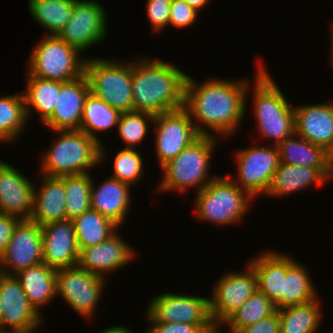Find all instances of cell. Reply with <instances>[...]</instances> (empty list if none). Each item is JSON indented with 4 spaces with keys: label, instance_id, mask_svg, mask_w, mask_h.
Instances as JSON below:
<instances>
[{
    "label": "cell",
    "instance_id": "obj_42",
    "mask_svg": "<svg viewBox=\"0 0 333 333\" xmlns=\"http://www.w3.org/2000/svg\"><path fill=\"white\" fill-rule=\"evenodd\" d=\"M235 333H280L278 311L251 326L238 329Z\"/></svg>",
    "mask_w": 333,
    "mask_h": 333
},
{
    "label": "cell",
    "instance_id": "obj_36",
    "mask_svg": "<svg viewBox=\"0 0 333 333\" xmlns=\"http://www.w3.org/2000/svg\"><path fill=\"white\" fill-rule=\"evenodd\" d=\"M93 179L89 173L63 176L66 191V218L74 220L91 209V185Z\"/></svg>",
    "mask_w": 333,
    "mask_h": 333
},
{
    "label": "cell",
    "instance_id": "obj_41",
    "mask_svg": "<svg viewBox=\"0 0 333 333\" xmlns=\"http://www.w3.org/2000/svg\"><path fill=\"white\" fill-rule=\"evenodd\" d=\"M152 326L146 333H203L211 325H191L173 322H149Z\"/></svg>",
    "mask_w": 333,
    "mask_h": 333
},
{
    "label": "cell",
    "instance_id": "obj_1",
    "mask_svg": "<svg viewBox=\"0 0 333 333\" xmlns=\"http://www.w3.org/2000/svg\"><path fill=\"white\" fill-rule=\"evenodd\" d=\"M241 80V81H240ZM247 79H206L198 83L187 75L184 108L188 111L199 135L229 137L240 127L246 112V97L250 92ZM199 122V123H198ZM204 125V126H203Z\"/></svg>",
    "mask_w": 333,
    "mask_h": 333
},
{
    "label": "cell",
    "instance_id": "obj_16",
    "mask_svg": "<svg viewBox=\"0 0 333 333\" xmlns=\"http://www.w3.org/2000/svg\"><path fill=\"white\" fill-rule=\"evenodd\" d=\"M42 262V227L30 219H22L0 255V273L15 275Z\"/></svg>",
    "mask_w": 333,
    "mask_h": 333
},
{
    "label": "cell",
    "instance_id": "obj_7",
    "mask_svg": "<svg viewBox=\"0 0 333 333\" xmlns=\"http://www.w3.org/2000/svg\"><path fill=\"white\" fill-rule=\"evenodd\" d=\"M85 75L92 95L121 113L133 111L132 62L88 57Z\"/></svg>",
    "mask_w": 333,
    "mask_h": 333
},
{
    "label": "cell",
    "instance_id": "obj_44",
    "mask_svg": "<svg viewBox=\"0 0 333 333\" xmlns=\"http://www.w3.org/2000/svg\"><path fill=\"white\" fill-rule=\"evenodd\" d=\"M100 333H133L131 330L123 325L120 326H111L109 328L104 329L103 331H100Z\"/></svg>",
    "mask_w": 333,
    "mask_h": 333
},
{
    "label": "cell",
    "instance_id": "obj_24",
    "mask_svg": "<svg viewBox=\"0 0 333 333\" xmlns=\"http://www.w3.org/2000/svg\"><path fill=\"white\" fill-rule=\"evenodd\" d=\"M40 187H34L33 209L30 220L38 224L65 220L66 191L63 177L42 176Z\"/></svg>",
    "mask_w": 333,
    "mask_h": 333
},
{
    "label": "cell",
    "instance_id": "obj_9",
    "mask_svg": "<svg viewBox=\"0 0 333 333\" xmlns=\"http://www.w3.org/2000/svg\"><path fill=\"white\" fill-rule=\"evenodd\" d=\"M238 177L235 182L253 199L267 194L274 173L280 164L277 146H253L236 151Z\"/></svg>",
    "mask_w": 333,
    "mask_h": 333
},
{
    "label": "cell",
    "instance_id": "obj_13",
    "mask_svg": "<svg viewBox=\"0 0 333 333\" xmlns=\"http://www.w3.org/2000/svg\"><path fill=\"white\" fill-rule=\"evenodd\" d=\"M0 299L3 303L0 333H33L42 323L14 275L0 273Z\"/></svg>",
    "mask_w": 333,
    "mask_h": 333
},
{
    "label": "cell",
    "instance_id": "obj_20",
    "mask_svg": "<svg viewBox=\"0 0 333 333\" xmlns=\"http://www.w3.org/2000/svg\"><path fill=\"white\" fill-rule=\"evenodd\" d=\"M34 187L17 168L0 160V213L30 219Z\"/></svg>",
    "mask_w": 333,
    "mask_h": 333
},
{
    "label": "cell",
    "instance_id": "obj_47",
    "mask_svg": "<svg viewBox=\"0 0 333 333\" xmlns=\"http://www.w3.org/2000/svg\"><path fill=\"white\" fill-rule=\"evenodd\" d=\"M333 25V24H332ZM332 31H331V34L330 35H332L331 36V40H332V42H331V63H332V65H333V26H332Z\"/></svg>",
    "mask_w": 333,
    "mask_h": 333
},
{
    "label": "cell",
    "instance_id": "obj_28",
    "mask_svg": "<svg viewBox=\"0 0 333 333\" xmlns=\"http://www.w3.org/2000/svg\"><path fill=\"white\" fill-rule=\"evenodd\" d=\"M308 270L293 257L286 254V278H284V293L275 304L276 309L307 303L318 298Z\"/></svg>",
    "mask_w": 333,
    "mask_h": 333
},
{
    "label": "cell",
    "instance_id": "obj_5",
    "mask_svg": "<svg viewBox=\"0 0 333 333\" xmlns=\"http://www.w3.org/2000/svg\"><path fill=\"white\" fill-rule=\"evenodd\" d=\"M218 137L200 135L175 158L161 168L163 179L157 186L158 192L188 191L190 187L197 192L205 188L216 177L209 176L210 159L216 148ZM210 178V179H209Z\"/></svg>",
    "mask_w": 333,
    "mask_h": 333
},
{
    "label": "cell",
    "instance_id": "obj_14",
    "mask_svg": "<svg viewBox=\"0 0 333 333\" xmlns=\"http://www.w3.org/2000/svg\"><path fill=\"white\" fill-rule=\"evenodd\" d=\"M155 152L160 167L175 158L200 135L183 107L155 115Z\"/></svg>",
    "mask_w": 333,
    "mask_h": 333
},
{
    "label": "cell",
    "instance_id": "obj_25",
    "mask_svg": "<svg viewBox=\"0 0 333 333\" xmlns=\"http://www.w3.org/2000/svg\"><path fill=\"white\" fill-rule=\"evenodd\" d=\"M263 252L249 263L256 273L258 290L276 304L284 293L286 254L273 250Z\"/></svg>",
    "mask_w": 333,
    "mask_h": 333
},
{
    "label": "cell",
    "instance_id": "obj_30",
    "mask_svg": "<svg viewBox=\"0 0 333 333\" xmlns=\"http://www.w3.org/2000/svg\"><path fill=\"white\" fill-rule=\"evenodd\" d=\"M320 299L277 309L280 333H317L322 322Z\"/></svg>",
    "mask_w": 333,
    "mask_h": 333
},
{
    "label": "cell",
    "instance_id": "obj_22",
    "mask_svg": "<svg viewBox=\"0 0 333 333\" xmlns=\"http://www.w3.org/2000/svg\"><path fill=\"white\" fill-rule=\"evenodd\" d=\"M131 186L113 177L107 178L99 186L91 185V209L110 219L118 227L125 222L130 209Z\"/></svg>",
    "mask_w": 333,
    "mask_h": 333
},
{
    "label": "cell",
    "instance_id": "obj_32",
    "mask_svg": "<svg viewBox=\"0 0 333 333\" xmlns=\"http://www.w3.org/2000/svg\"><path fill=\"white\" fill-rule=\"evenodd\" d=\"M120 115V111L90 93L85 100L80 130L102 145L96 133L117 126Z\"/></svg>",
    "mask_w": 333,
    "mask_h": 333
},
{
    "label": "cell",
    "instance_id": "obj_48",
    "mask_svg": "<svg viewBox=\"0 0 333 333\" xmlns=\"http://www.w3.org/2000/svg\"><path fill=\"white\" fill-rule=\"evenodd\" d=\"M2 309H3V303H2V300L0 299V320H1V315H2Z\"/></svg>",
    "mask_w": 333,
    "mask_h": 333
},
{
    "label": "cell",
    "instance_id": "obj_35",
    "mask_svg": "<svg viewBox=\"0 0 333 333\" xmlns=\"http://www.w3.org/2000/svg\"><path fill=\"white\" fill-rule=\"evenodd\" d=\"M276 311L275 304L257 289L244 305L233 312L221 325H226L231 333H235L238 329L251 326L273 315Z\"/></svg>",
    "mask_w": 333,
    "mask_h": 333
},
{
    "label": "cell",
    "instance_id": "obj_34",
    "mask_svg": "<svg viewBox=\"0 0 333 333\" xmlns=\"http://www.w3.org/2000/svg\"><path fill=\"white\" fill-rule=\"evenodd\" d=\"M28 123L23 94L0 96V142L20 139Z\"/></svg>",
    "mask_w": 333,
    "mask_h": 333
},
{
    "label": "cell",
    "instance_id": "obj_8",
    "mask_svg": "<svg viewBox=\"0 0 333 333\" xmlns=\"http://www.w3.org/2000/svg\"><path fill=\"white\" fill-rule=\"evenodd\" d=\"M58 35H44L35 45L28 60V72L46 80L69 81L85 73L86 57ZM81 58V59H80Z\"/></svg>",
    "mask_w": 333,
    "mask_h": 333
},
{
    "label": "cell",
    "instance_id": "obj_31",
    "mask_svg": "<svg viewBox=\"0 0 333 333\" xmlns=\"http://www.w3.org/2000/svg\"><path fill=\"white\" fill-rule=\"evenodd\" d=\"M33 20L48 30L46 35H58L72 18L77 0H28Z\"/></svg>",
    "mask_w": 333,
    "mask_h": 333
},
{
    "label": "cell",
    "instance_id": "obj_17",
    "mask_svg": "<svg viewBox=\"0 0 333 333\" xmlns=\"http://www.w3.org/2000/svg\"><path fill=\"white\" fill-rule=\"evenodd\" d=\"M89 94L90 87L85 73L61 82L53 113L42 124L51 131L80 130L85 100Z\"/></svg>",
    "mask_w": 333,
    "mask_h": 333
},
{
    "label": "cell",
    "instance_id": "obj_26",
    "mask_svg": "<svg viewBox=\"0 0 333 333\" xmlns=\"http://www.w3.org/2000/svg\"><path fill=\"white\" fill-rule=\"evenodd\" d=\"M14 276L39 313L42 306L57 296V269L43 262L21 270Z\"/></svg>",
    "mask_w": 333,
    "mask_h": 333
},
{
    "label": "cell",
    "instance_id": "obj_19",
    "mask_svg": "<svg viewBox=\"0 0 333 333\" xmlns=\"http://www.w3.org/2000/svg\"><path fill=\"white\" fill-rule=\"evenodd\" d=\"M118 229L98 245L82 248L79 251L77 265L90 273L105 278L108 272H114L131 262L135 253L133 248L124 242Z\"/></svg>",
    "mask_w": 333,
    "mask_h": 333
},
{
    "label": "cell",
    "instance_id": "obj_37",
    "mask_svg": "<svg viewBox=\"0 0 333 333\" xmlns=\"http://www.w3.org/2000/svg\"><path fill=\"white\" fill-rule=\"evenodd\" d=\"M155 115L147 112H122L117 125L118 135L126 144L125 148L135 149L145 139L148 124L153 125Z\"/></svg>",
    "mask_w": 333,
    "mask_h": 333
},
{
    "label": "cell",
    "instance_id": "obj_23",
    "mask_svg": "<svg viewBox=\"0 0 333 333\" xmlns=\"http://www.w3.org/2000/svg\"><path fill=\"white\" fill-rule=\"evenodd\" d=\"M332 178L333 168H310L280 163L266 195L273 197L291 195L312 184L321 187Z\"/></svg>",
    "mask_w": 333,
    "mask_h": 333
},
{
    "label": "cell",
    "instance_id": "obj_11",
    "mask_svg": "<svg viewBox=\"0 0 333 333\" xmlns=\"http://www.w3.org/2000/svg\"><path fill=\"white\" fill-rule=\"evenodd\" d=\"M105 281L106 278L78 265L61 268L57 270V295L63 297L75 312L89 320L94 316Z\"/></svg>",
    "mask_w": 333,
    "mask_h": 333
},
{
    "label": "cell",
    "instance_id": "obj_15",
    "mask_svg": "<svg viewBox=\"0 0 333 333\" xmlns=\"http://www.w3.org/2000/svg\"><path fill=\"white\" fill-rule=\"evenodd\" d=\"M247 265L244 272H226L214 285L209 299L213 323L222 324L258 289L254 268L249 262Z\"/></svg>",
    "mask_w": 333,
    "mask_h": 333
},
{
    "label": "cell",
    "instance_id": "obj_18",
    "mask_svg": "<svg viewBox=\"0 0 333 333\" xmlns=\"http://www.w3.org/2000/svg\"><path fill=\"white\" fill-rule=\"evenodd\" d=\"M41 227L43 263L57 270L76 266L80 249L73 220L53 221Z\"/></svg>",
    "mask_w": 333,
    "mask_h": 333
},
{
    "label": "cell",
    "instance_id": "obj_21",
    "mask_svg": "<svg viewBox=\"0 0 333 333\" xmlns=\"http://www.w3.org/2000/svg\"><path fill=\"white\" fill-rule=\"evenodd\" d=\"M295 133L333 156V103L294 107Z\"/></svg>",
    "mask_w": 333,
    "mask_h": 333
},
{
    "label": "cell",
    "instance_id": "obj_43",
    "mask_svg": "<svg viewBox=\"0 0 333 333\" xmlns=\"http://www.w3.org/2000/svg\"><path fill=\"white\" fill-rule=\"evenodd\" d=\"M21 220L15 215L0 213V255L6 250L10 238Z\"/></svg>",
    "mask_w": 333,
    "mask_h": 333
},
{
    "label": "cell",
    "instance_id": "obj_29",
    "mask_svg": "<svg viewBox=\"0 0 333 333\" xmlns=\"http://www.w3.org/2000/svg\"><path fill=\"white\" fill-rule=\"evenodd\" d=\"M26 83V90L22 94L27 118L30 121L29 117L36 111L43 123L53 113L60 94L61 81L41 79L28 73Z\"/></svg>",
    "mask_w": 333,
    "mask_h": 333
},
{
    "label": "cell",
    "instance_id": "obj_46",
    "mask_svg": "<svg viewBox=\"0 0 333 333\" xmlns=\"http://www.w3.org/2000/svg\"><path fill=\"white\" fill-rule=\"evenodd\" d=\"M221 324L219 323H213L210 327H208L207 329L204 330L203 333H220L219 330L220 329V326ZM231 333V332H229Z\"/></svg>",
    "mask_w": 333,
    "mask_h": 333
},
{
    "label": "cell",
    "instance_id": "obj_4",
    "mask_svg": "<svg viewBox=\"0 0 333 333\" xmlns=\"http://www.w3.org/2000/svg\"><path fill=\"white\" fill-rule=\"evenodd\" d=\"M258 63L252 100L256 125L262 138L273 139V145L278 146L295 133L294 106L289 105L266 68Z\"/></svg>",
    "mask_w": 333,
    "mask_h": 333
},
{
    "label": "cell",
    "instance_id": "obj_3",
    "mask_svg": "<svg viewBox=\"0 0 333 333\" xmlns=\"http://www.w3.org/2000/svg\"><path fill=\"white\" fill-rule=\"evenodd\" d=\"M56 142L42 154L43 175L63 177L89 173L104 160V145L81 130L54 131ZM89 170V171H88Z\"/></svg>",
    "mask_w": 333,
    "mask_h": 333
},
{
    "label": "cell",
    "instance_id": "obj_38",
    "mask_svg": "<svg viewBox=\"0 0 333 333\" xmlns=\"http://www.w3.org/2000/svg\"><path fill=\"white\" fill-rule=\"evenodd\" d=\"M143 167V158L136 148H123L114 158L111 177L132 186L144 175Z\"/></svg>",
    "mask_w": 333,
    "mask_h": 333
},
{
    "label": "cell",
    "instance_id": "obj_39",
    "mask_svg": "<svg viewBox=\"0 0 333 333\" xmlns=\"http://www.w3.org/2000/svg\"><path fill=\"white\" fill-rule=\"evenodd\" d=\"M172 0H147L146 13L153 32L169 26L170 7Z\"/></svg>",
    "mask_w": 333,
    "mask_h": 333
},
{
    "label": "cell",
    "instance_id": "obj_6",
    "mask_svg": "<svg viewBox=\"0 0 333 333\" xmlns=\"http://www.w3.org/2000/svg\"><path fill=\"white\" fill-rule=\"evenodd\" d=\"M231 176H216L205 188L196 192L194 207L197 219L218 226L239 223L250 211L253 198Z\"/></svg>",
    "mask_w": 333,
    "mask_h": 333
},
{
    "label": "cell",
    "instance_id": "obj_33",
    "mask_svg": "<svg viewBox=\"0 0 333 333\" xmlns=\"http://www.w3.org/2000/svg\"><path fill=\"white\" fill-rule=\"evenodd\" d=\"M73 223L80 250L100 244L118 229L115 223L93 209L82 213Z\"/></svg>",
    "mask_w": 333,
    "mask_h": 333
},
{
    "label": "cell",
    "instance_id": "obj_10",
    "mask_svg": "<svg viewBox=\"0 0 333 333\" xmlns=\"http://www.w3.org/2000/svg\"><path fill=\"white\" fill-rule=\"evenodd\" d=\"M147 305L145 313L148 322L213 324L207 297L166 292L155 296Z\"/></svg>",
    "mask_w": 333,
    "mask_h": 333
},
{
    "label": "cell",
    "instance_id": "obj_12",
    "mask_svg": "<svg viewBox=\"0 0 333 333\" xmlns=\"http://www.w3.org/2000/svg\"><path fill=\"white\" fill-rule=\"evenodd\" d=\"M107 15L104 7L96 0H77L73 6L72 18L58 36L81 54L101 43L107 35Z\"/></svg>",
    "mask_w": 333,
    "mask_h": 333
},
{
    "label": "cell",
    "instance_id": "obj_40",
    "mask_svg": "<svg viewBox=\"0 0 333 333\" xmlns=\"http://www.w3.org/2000/svg\"><path fill=\"white\" fill-rule=\"evenodd\" d=\"M200 12L192 8L186 1L172 0L170 7L169 26L185 28L195 23Z\"/></svg>",
    "mask_w": 333,
    "mask_h": 333
},
{
    "label": "cell",
    "instance_id": "obj_27",
    "mask_svg": "<svg viewBox=\"0 0 333 333\" xmlns=\"http://www.w3.org/2000/svg\"><path fill=\"white\" fill-rule=\"evenodd\" d=\"M277 147L280 163L310 168H333V156L330 153L296 133L282 141Z\"/></svg>",
    "mask_w": 333,
    "mask_h": 333
},
{
    "label": "cell",
    "instance_id": "obj_2",
    "mask_svg": "<svg viewBox=\"0 0 333 333\" xmlns=\"http://www.w3.org/2000/svg\"><path fill=\"white\" fill-rule=\"evenodd\" d=\"M187 74L160 59L132 62L133 111L153 115L184 107Z\"/></svg>",
    "mask_w": 333,
    "mask_h": 333
},
{
    "label": "cell",
    "instance_id": "obj_45",
    "mask_svg": "<svg viewBox=\"0 0 333 333\" xmlns=\"http://www.w3.org/2000/svg\"><path fill=\"white\" fill-rule=\"evenodd\" d=\"M186 1L196 11H201L211 0H183Z\"/></svg>",
    "mask_w": 333,
    "mask_h": 333
}]
</instances>
